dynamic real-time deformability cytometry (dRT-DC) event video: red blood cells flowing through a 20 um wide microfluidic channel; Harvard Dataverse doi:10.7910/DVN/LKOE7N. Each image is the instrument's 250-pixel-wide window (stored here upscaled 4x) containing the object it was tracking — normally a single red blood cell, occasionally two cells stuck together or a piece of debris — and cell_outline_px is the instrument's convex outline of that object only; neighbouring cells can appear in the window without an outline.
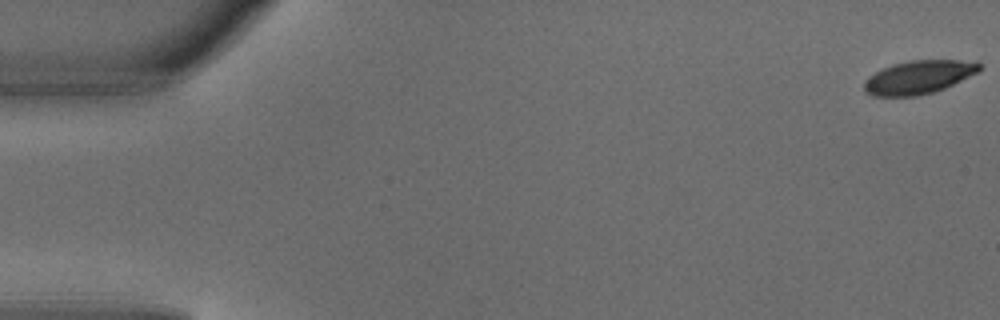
{"species": "common noctule bat (a hibernating species)", "species_latin": "Nyctalus noctula", "temperature_condition": "warm", "stored_images_in_passage": 5, "camera_frame_rate_fps": 3000, "um_per_image_px": 0.085, "animal": {"sex": "male", "body_mass_g": 18.8}, "frame": {"image": 1, "passage_image": 1, "time_ms": 0.0, "image_size_px": [1000, 320], "cell_outline_px": [[980, 72], [944, 88], [932, 92], [916, 96], [872, 96], [864, 92], [864, 80], [868, 76], [892, 64], [912, 60], [976, 60], [980, 64]], "centroid_in_image_um": [78.1, 6.55], "position_along_channel_um": 6.9, "area_um2": 22.54}}
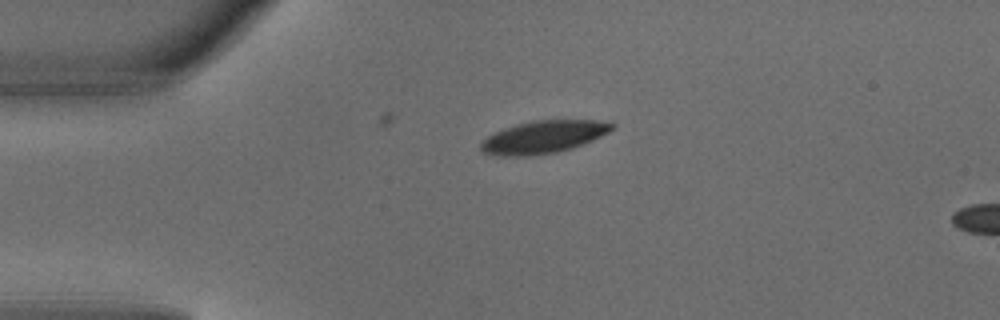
{"frame": {"image": 2, "passage_image": 4, "time_ms": 1.0, "image_size_px": [1000, 320], "cell_outline_px": [[616, 128], [592, 140], [572, 148], [556, 152], [528, 156], [500, 156], [484, 152], [480, 148], [480, 144], [488, 136], [504, 128], [516, 124], [536, 120], [612, 120], [616, 124]], "centroid_in_image_um": [46.26, 11.63], "position_along_channel_um": 38.7, "area_um2": 24.91}}